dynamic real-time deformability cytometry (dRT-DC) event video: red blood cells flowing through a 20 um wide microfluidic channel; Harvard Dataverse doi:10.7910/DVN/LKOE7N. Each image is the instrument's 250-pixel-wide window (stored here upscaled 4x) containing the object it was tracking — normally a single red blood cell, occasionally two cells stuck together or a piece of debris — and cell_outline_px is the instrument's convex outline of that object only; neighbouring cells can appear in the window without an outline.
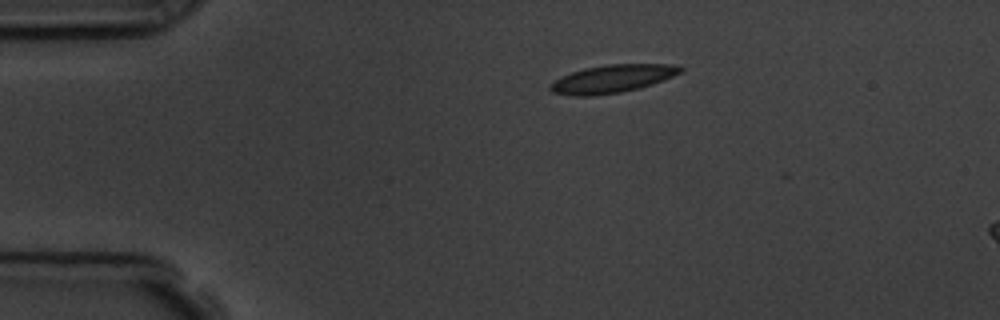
{"species": "common noctule bat (a hibernating species)", "species_latin": "Nyctalus noctula", "temperature_condition": "room temperature", "stored_images_in_passage": 3, "camera_frame_rate_fps": 3000, "um_per_image_px": 0.085, "animal": {"sex": "male", "body_mass_g": 19.5, "forearm_length_mm": 54.6}, "frame": {"image": 1, "passage_image": 1, "time_ms": 0.0, "image_size_px": [1000, 320], "cell_outline_px": [[684, 68], [680, 72], [664, 80], [640, 88], [620, 92], [592, 96], [572, 96], [552, 92], [548, 88], [548, 84], [552, 80], [560, 76], [584, 68], [608, 64], [672, 64]], "centroid_in_image_um": [51.97, 6.7], "position_along_channel_um": 33.0, "area_um2": 21.33}}